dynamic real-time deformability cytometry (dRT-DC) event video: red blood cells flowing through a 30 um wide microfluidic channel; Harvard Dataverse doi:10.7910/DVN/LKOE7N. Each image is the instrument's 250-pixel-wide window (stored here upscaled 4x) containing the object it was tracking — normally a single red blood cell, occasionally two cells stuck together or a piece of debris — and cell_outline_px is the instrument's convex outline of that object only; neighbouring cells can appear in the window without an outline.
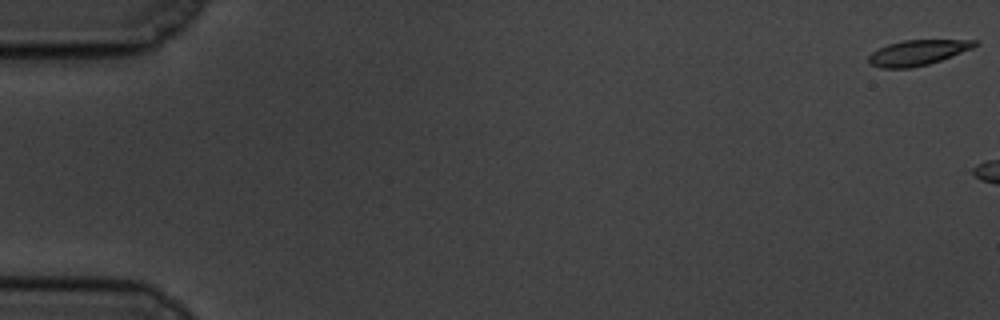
{"species": "common noctule bat (a hibernating species)", "species_latin": "Nyctalus noctula", "temperature_condition": "cold", "stored_images_in_passage": 16, "camera_frame_rate_fps": 3000, "um_per_image_px": 0.085, "animal": {"sex": "male", "body_mass_g": 19.5, "forearm_length_mm": 54.6}, "frame": {"image": 1, "passage_image": 1, "time_ms": 0.0, "image_size_px": [1000, 320], "cell_outline_px": [[980, 44], [972, 48], [940, 60], [928, 64], [912, 68], [880, 68], [868, 64], [868, 56], [872, 52], [888, 44], [904, 40], [976, 40]], "centroid_in_image_um": [77.96, 4.48], "position_along_channel_um": 7.0, "area_um2": 15.61}}